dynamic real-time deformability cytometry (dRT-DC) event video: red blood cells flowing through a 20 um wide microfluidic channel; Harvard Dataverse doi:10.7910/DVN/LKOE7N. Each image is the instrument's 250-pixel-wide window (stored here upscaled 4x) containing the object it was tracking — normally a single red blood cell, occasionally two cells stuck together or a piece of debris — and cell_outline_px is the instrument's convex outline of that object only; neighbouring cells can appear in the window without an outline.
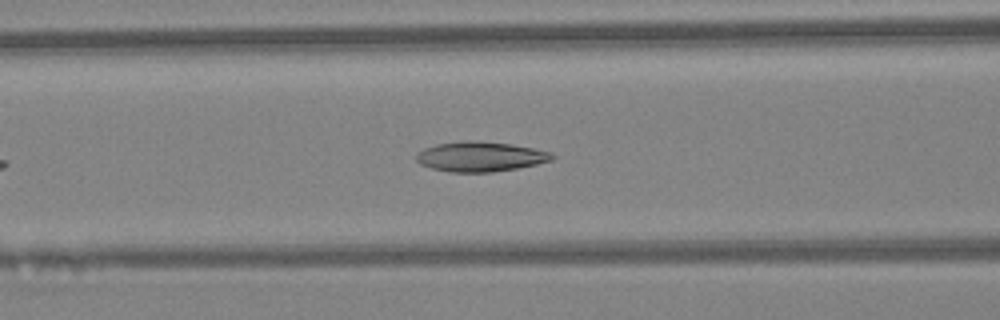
{"species": "Egyptian fruit bat (a non-hibernating species)", "species_latin": "Rousettus aegyptiacus", "temperature_condition": "warm", "stored_images_in_passage": 29, "camera_frame_rate_fps": 3000, "um_per_image_px": 0.085, "animal": {"sex": "female"}, "frame": {"image": 1, "passage_image": 9, "time_ms": 2.667, "image_size_px": [1000, 320], "cell_outline_px": [[556, 156], [552, 160], [536, 164], [516, 168], [492, 172], [448, 172], [432, 168], [420, 164], [416, 160], [416, 152], [424, 148], [436, 144], [472, 140], [476, 140], [512, 144], [552, 152]], "centroid_in_image_um": [40.82, 13.31], "position_along_channel_um": 125.8, "area_um2": 23.7}}
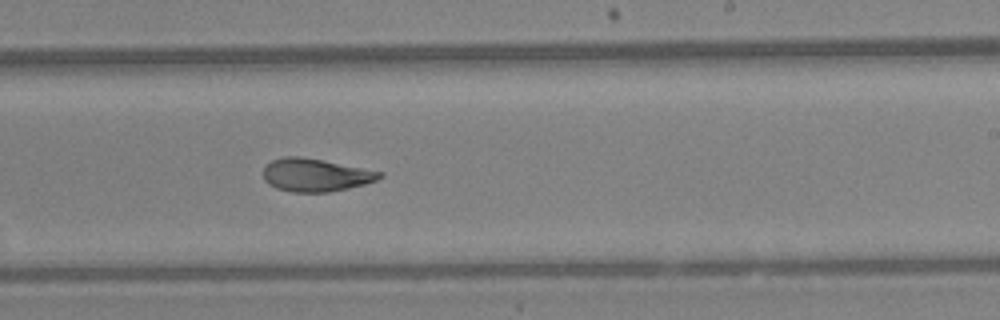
{"frame": {"image": 2, "passage_image": 18, "time_ms": 5.667, "image_size_px": [1000, 320], "cell_outline_px": [[384, 176], [376, 180], [364, 184], [348, 188], [328, 192], [292, 192], [276, 188], [268, 184], [264, 180], [264, 168], [272, 160], [284, 156], [300, 156], [384, 172]], "centroid_in_image_um": [26.81, 14.88], "position_along_channel_um": 262.2, "area_um2": 22.2}}
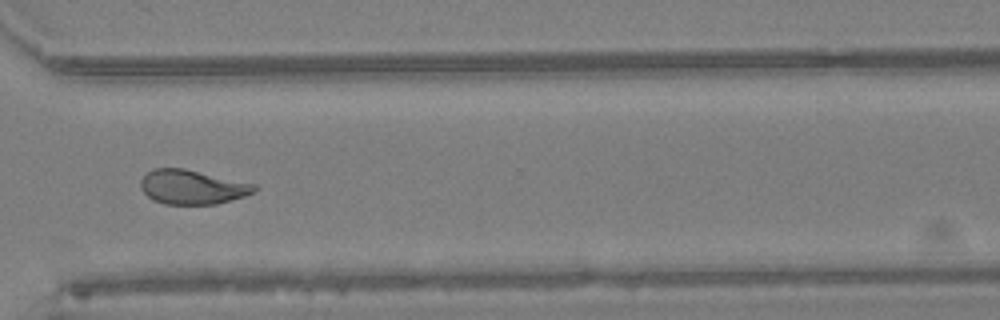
{"frame": {"image": 3, "passage_image": 24, "time_ms": 7.667, "image_size_px": [1000, 320], "cell_outline_px": [[260, 188], [244, 196], [216, 204], [164, 204], [148, 196], [140, 188], [140, 180], [152, 168], [184, 168], [256, 184]], "centroid_in_image_um": [16.34, 15.89], "position_along_channel_um": 354.3, "area_um2": 22.66}, "authors_computed_cell_mechanics": {"area_um2": 22.7154, "velocity_mm_per_s": 4.5749, "shape_relaxation_time_tau1_ms": 10.4638, "shape_relaxation_time_tau2_ms": 2.0775, "deformation_change_tau1": 0.2737, "deformation_change_tau2": 0.0911}}